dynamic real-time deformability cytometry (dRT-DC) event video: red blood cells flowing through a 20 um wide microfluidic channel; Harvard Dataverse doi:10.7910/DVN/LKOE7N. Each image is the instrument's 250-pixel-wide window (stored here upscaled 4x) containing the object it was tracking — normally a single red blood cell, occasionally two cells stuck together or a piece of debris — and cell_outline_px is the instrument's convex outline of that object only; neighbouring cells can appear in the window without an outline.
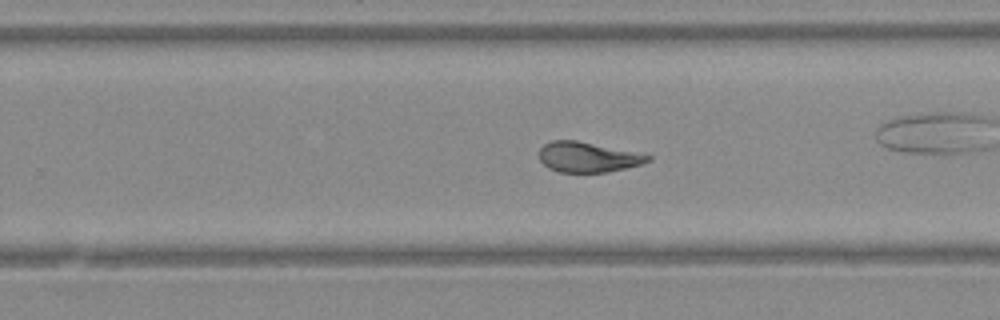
{"species": "Egyptian fruit bat (a non-hibernating species)", "species_latin": "Rousettus aegyptiacus", "temperature_condition": "warm", "stored_images_in_passage": 37, "camera_frame_rate_fps": 3000, "um_per_image_px": 0.085, "animal": {"sex": "female"}, "frame": {"image": 1, "passage_image": 22, "time_ms": 7.0, "image_size_px": [1000, 320], "cell_outline_px": [[652, 160], [640, 164], [624, 168], [604, 172], [560, 172], [548, 168], [540, 160], [540, 148], [544, 144], [552, 140], [576, 140], [652, 156]], "centroid_in_image_um": [49.92, 13.35], "position_along_channel_um": 279.9, "area_um2": 18.73}}